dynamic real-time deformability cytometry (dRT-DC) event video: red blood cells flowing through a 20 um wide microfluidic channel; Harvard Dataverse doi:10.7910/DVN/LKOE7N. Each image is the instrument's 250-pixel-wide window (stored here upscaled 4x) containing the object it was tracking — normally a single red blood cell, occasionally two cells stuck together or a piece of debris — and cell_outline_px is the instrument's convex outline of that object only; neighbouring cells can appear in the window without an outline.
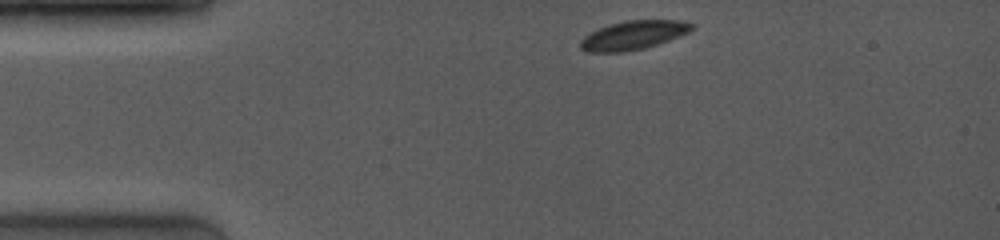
{"species": "common noctule bat (a hibernating species)", "species_latin": "Nyctalus noctula", "temperature_condition": "room temperature", "stored_images_in_passage": 9, "camera_frame_rate_fps": 4000, "um_per_image_px": 0.085, "animal": {"sex": "female", "body_mass_g": 19.0, "forearm_length_mm": 53.3}, "frame": {"image": 1, "passage_image": 1, "time_ms": 0.0, "image_size_px": [1000, 240], "cell_outline_px": [[692, 28], [688, 32], [668, 40], [644, 48], [624, 52], [588, 52], [580, 48], [580, 40], [584, 36], [600, 28], [624, 20], [680, 20], [692, 24]], "centroid_in_image_um": [53.79, 2.99], "position_along_channel_um": 31.2, "area_um2": 18.38}}
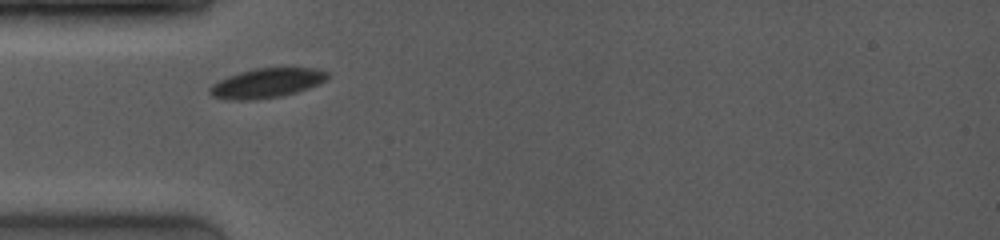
{"frame": {"image": 2, "passage_image": 6, "time_ms": 2.0, "image_size_px": [1000, 240], "cell_outline_px": [[328, 76], [324, 80], [308, 88], [296, 92], [280, 96], [256, 100], [228, 100], [212, 96], [208, 92], [208, 88], [212, 84], [228, 76], [252, 68], [316, 68], [328, 72]], "centroid_in_image_um": [22.61, 7.06], "position_along_channel_um": 62.4, "area_um2": 20.17}}
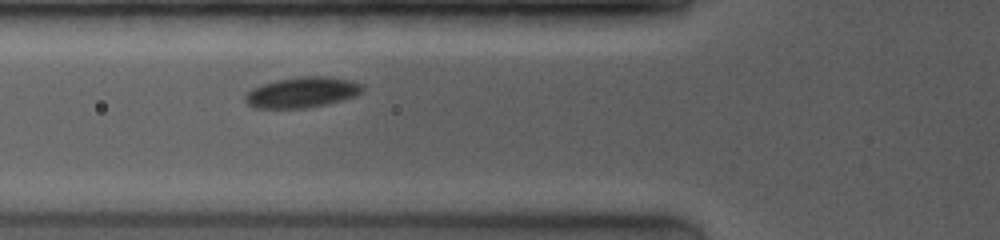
{"frame": {"image": 3, "passage_image": 9, "time_ms": 3.0, "image_size_px": [1000, 240], "cell_outline_px": [[364, 92], [356, 96], [328, 104], [304, 108], [252, 108], [244, 100], [244, 96], [252, 88], [276, 80], [300, 76], [332, 76], [352, 80], [360, 84], [364, 88]], "centroid_in_image_um": [25.71, 7.84], "position_along_channel_um": 100.1, "area_um2": 21.15}}